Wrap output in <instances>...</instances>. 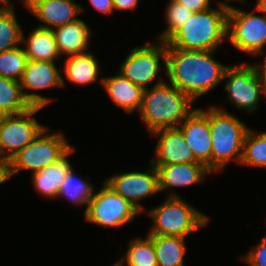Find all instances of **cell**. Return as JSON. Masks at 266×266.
<instances>
[{
  "mask_svg": "<svg viewBox=\"0 0 266 266\" xmlns=\"http://www.w3.org/2000/svg\"><path fill=\"white\" fill-rule=\"evenodd\" d=\"M213 54H216L215 50L167 48V81L195 102L223 82L224 72L229 65L216 60Z\"/></svg>",
  "mask_w": 266,
  "mask_h": 266,
  "instance_id": "obj_1",
  "label": "cell"
},
{
  "mask_svg": "<svg viewBox=\"0 0 266 266\" xmlns=\"http://www.w3.org/2000/svg\"><path fill=\"white\" fill-rule=\"evenodd\" d=\"M165 80L158 78L152 88L143 92L138 114L149 135L160 129L178 128L195 109L194 101L187 94Z\"/></svg>",
  "mask_w": 266,
  "mask_h": 266,
  "instance_id": "obj_2",
  "label": "cell"
},
{
  "mask_svg": "<svg viewBox=\"0 0 266 266\" xmlns=\"http://www.w3.org/2000/svg\"><path fill=\"white\" fill-rule=\"evenodd\" d=\"M219 0L215 8L195 12L167 41V48L218 50L227 41L229 5Z\"/></svg>",
  "mask_w": 266,
  "mask_h": 266,
  "instance_id": "obj_3",
  "label": "cell"
},
{
  "mask_svg": "<svg viewBox=\"0 0 266 266\" xmlns=\"http://www.w3.org/2000/svg\"><path fill=\"white\" fill-rule=\"evenodd\" d=\"M209 127L211 130V172L225 170L234 161L240 164L245 137L249 131L236 116L223 107L209 106Z\"/></svg>",
  "mask_w": 266,
  "mask_h": 266,
  "instance_id": "obj_4",
  "label": "cell"
},
{
  "mask_svg": "<svg viewBox=\"0 0 266 266\" xmlns=\"http://www.w3.org/2000/svg\"><path fill=\"white\" fill-rule=\"evenodd\" d=\"M152 219L147 235L179 236L189 235L204 228L210 218L179 197L165 198L163 203L148 210Z\"/></svg>",
  "mask_w": 266,
  "mask_h": 266,
  "instance_id": "obj_5",
  "label": "cell"
},
{
  "mask_svg": "<svg viewBox=\"0 0 266 266\" xmlns=\"http://www.w3.org/2000/svg\"><path fill=\"white\" fill-rule=\"evenodd\" d=\"M65 137L59 131L50 132V127L46 126L31 143L6 163L7 178L24 170L33 173L57 162L73 147Z\"/></svg>",
  "mask_w": 266,
  "mask_h": 266,
  "instance_id": "obj_6",
  "label": "cell"
},
{
  "mask_svg": "<svg viewBox=\"0 0 266 266\" xmlns=\"http://www.w3.org/2000/svg\"><path fill=\"white\" fill-rule=\"evenodd\" d=\"M166 53L167 43L158 40L134 47L121 63L118 72L135 85L147 89L157 77L164 79L158 75L162 74L161 71L166 73Z\"/></svg>",
  "mask_w": 266,
  "mask_h": 266,
  "instance_id": "obj_7",
  "label": "cell"
},
{
  "mask_svg": "<svg viewBox=\"0 0 266 266\" xmlns=\"http://www.w3.org/2000/svg\"><path fill=\"white\" fill-rule=\"evenodd\" d=\"M141 214L138 209L117 194L108 184L102 182L98 192H94L84 218L99 227L119 228L135 220Z\"/></svg>",
  "mask_w": 266,
  "mask_h": 266,
  "instance_id": "obj_8",
  "label": "cell"
},
{
  "mask_svg": "<svg viewBox=\"0 0 266 266\" xmlns=\"http://www.w3.org/2000/svg\"><path fill=\"white\" fill-rule=\"evenodd\" d=\"M229 5L227 41L239 51L253 56L266 46V15Z\"/></svg>",
  "mask_w": 266,
  "mask_h": 266,
  "instance_id": "obj_9",
  "label": "cell"
},
{
  "mask_svg": "<svg viewBox=\"0 0 266 266\" xmlns=\"http://www.w3.org/2000/svg\"><path fill=\"white\" fill-rule=\"evenodd\" d=\"M226 101L234 108L248 114L255 112L261 102L262 94L266 97L254 68L248 64L229 65L223 75Z\"/></svg>",
  "mask_w": 266,
  "mask_h": 266,
  "instance_id": "obj_10",
  "label": "cell"
},
{
  "mask_svg": "<svg viewBox=\"0 0 266 266\" xmlns=\"http://www.w3.org/2000/svg\"><path fill=\"white\" fill-rule=\"evenodd\" d=\"M42 109L43 107H30L27 111L9 115L0 122V162L6 164L46 127L34 117Z\"/></svg>",
  "mask_w": 266,
  "mask_h": 266,
  "instance_id": "obj_11",
  "label": "cell"
},
{
  "mask_svg": "<svg viewBox=\"0 0 266 266\" xmlns=\"http://www.w3.org/2000/svg\"><path fill=\"white\" fill-rule=\"evenodd\" d=\"M65 80L61 68L59 69L55 62L28 59L20 85L22 94L31 107L44 108L50 104L52 98L35 91L63 87L66 83ZM29 90L32 92H28Z\"/></svg>",
  "mask_w": 266,
  "mask_h": 266,
  "instance_id": "obj_12",
  "label": "cell"
},
{
  "mask_svg": "<svg viewBox=\"0 0 266 266\" xmlns=\"http://www.w3.org/2000/svg\"><path fill=\"white\" fill-rule=\"evenodd\" d=\"M147 171H130L114 174L104 179L117 194L133 204L139 212H145L140 200L159 193L158 172L150 162Z\"/></svg>",
  "mask_w": 266,
  "mask_h": 266,
  "instance_id": "obj_13",
  "label": "cell"
},
{
  "mask_svg": "<svg viewBox=\"0 0 266 266\" xmlns=\"http://www.w3.org/2000/svg\"><path fill=\"white\" fill-rule=\"evenodd\" d=\"M195 158L211 171V130L209 107L195 108L178 126Z\"/></svg>",
  "mask_w": 266,
  "mask_h": 266,
  "instance_id": "obj_14",
  "label": "cell"
},
{
  "mask_svg": "<svg viewBox=\"0 0 266 266\" xmlns=\"http://www.w3.org/2000/svg\"><path fill=\"white\" fill-rule=\"evenodd\" d=\"M23 2L29 13L43 23L38 27L51 30L77 20L84 9L74 0H23Z\"/></svg>",
  "mask_w": 266,
  "mask_h": 266,
  "instance_id": "obj_15",
  "label": "cell"
},
{
  "mask_svg": "<svg viewBox=\"0 0 266 266\" xmlns=\"http://www.w3.org/2000/svg\"><path fill=\"white\" fill-rule=\"evenodd\" d=\"M150 135L158 138L154 150L155 157L150 159L153 165L199 162L178 128L160 129Z\"/></svg>",
  "mask_w": 266,
  "mask_h": 266,
  "instance_id": "obj_16",
  "label": "cell"
},
{
  "mask_svg": "<svg viewBox=\"0 0 266 266\" xmlns=\"http://www.w3.org/2000/svg\"><path fill=\"white\" fill-rule=\"evenodd\" d=\"M154 166L158 172L159 192L169 190L168 197H179L174 188L201 184L205 177L213 174L201 162Z\"/></svg>",
  "mask_w": 266,
  "mask_h": 266,
  "instance_id": "obj_17",
  "label": "cell"
},
{
  "mask_svg": "<svg viewBox=\"0 0 266 266\" xmlns=\"http://www.w3.org/2000/svg\"><path fill=\"white\" fill-rule=\"evenodd\" d=\"M100 83L114 105L128 114L140 111L144 92L142 87L135 85L119 72L111 76H102Z\"/></svg>",
  "mask_w": 266,
  "mask_h": 266,
  "instance_id": "obj_18",
  "label": "cell"
},
{
  "mask_svg": "<svg viewBox=\"0 0 266 266\" xmlns=\"http://www.w3.org/2000/svg\"><path fill=\"white\" fill-rule=\"evenodd\" d=\"M74 146L57 162L31 173L32 186L36 192L47 199H56L59 187L65 180L67 173L73 167L68 157L75 153Z\"/></svg>",
  "mask_w": 266,
  "mask_h": 266,
  "instance_id": "obj_19",
  "label": "cell"
},
{
  "mask_svg": "<svg viewBox=\"0 0 266 266\" xmlns=\"http://www.w3.org/2000/svg\"><path fill=\"white\" fill-rule=\"evenodd\" d=\"M53 32L61 57L89 51L91 31L80 18L53 29Z\"/></svg>",
  "mask_w": 266,
  "mask_h": 266,
  "instance_id": "obj_20",
  "label": "cell"
},
{
  "mask_svg": "<svg viewBox=\"0 0 266 266\" xmlns=\"http://www.w3.org/2000/svg\"><path fill=\"white\" fill-rule=\"evenodd\" d=\"M63 66L61 73H64V78L75 85H91L100 79L99 74L101 73L99 72L101 71L99 70H101V67L99 61L90 51L66 56Z\"/></svg>",
  "mask_w": 266,
  "mask_h": 266,
  "instance_id": "obj_21",
  "label": "cell"
},
{
  "mask_svg": "<svg viewBox=\"0 0 266 266\" xmlns=\"http://www.w3.org/2000/svg\"><path fill=\"white\" fill-rule=\"evenodd\" d=\"M25 36L23 31L22 44L28 59L55 62L61 58L53 30L37 26Z\"/></svg>",
  "mask_w": 266,
  "mask_h": 266,
  "instance_id": "obj_22",
  "label": "cell"
},
{
  "mask_svg": "<svg viewBox=\"0 0 266 266\" xmlns=\"http://www.w3.org/2000/svg\"><path fill=\"white\" fill-rule=\"evenodd\" d=\"M154 245L158 266H186L185 237L148 235Z\"/></svg>",
  "mask_w": 266,
  "mask_h": 266,
  "instance_id": "obj_23",
  "label": "cell"
},
{
  "mask_svg": "<svg viewBox=\"0 0 266 266\" xmlns=\"http://www.w3.org/2000/svg\"><path fill=\"white\" fill-rule=\"evenodd\" d=\"M74 170V167H72L67 173L65 180L59 187L57 199L66 197L74 205H86L85 211L83 212L85 214L89 201L94 195L95 188L90 181L78 177Z\"/></svg>",
  "mask_w": 266,
  "mask_h": 266,
  "instance_id": "obj_24",
  "label": "cell"
},
{
  "mask_svg": "<svg viewBox=\"0 0 266 266\" xmlns=\"http://www.w3.org/2000/svg\"><path fill=\"white\" fill-rule=\"evenodd\" d=\"M126 254L115 264L118 266H158L152 239L136 237L128 242Z\"/></svg>",
  "mask_w": 266,
  "mask_h": 266,
  "instance_id": "obj_25",
  "label": "cell"
},
{
  "mask_svg": "<svg viewBox=\"0 0 266 266\" xmlns=\"http://www.w3.org/2000/svg\"><path fill=\"white\" fill-rule=\"evenodd\" d=\"M240 165L266 169V131L257 134L249 129L242 149Z\"/></svg>",
  "mask_w": 266,
  "mask_h": 266,
  "instance_id": "obj_26",
  "label": "cell"
},
{
  "mask_svg": "<svg viewBox=\"0 0 266 266\" xmlns=\"http://www.w3.org/2000/svg\"><path fill=\"white\" fill-rule=\"evenodd\" d=\"M0 106L9 115L23 113L31 107L22 94L20 81L0 76Z\"/></svg>",
  "mask_w": 266,
  "mask_h": 266,
  "instance_id": "obj_27",
  "label": "cell"
},
{
  "mask_svg": "<svg viewBox=\"0 0 266 266\" xmlns=\"http://www.w3.org/2000/svg\"><path fill=\"white\" fill-rule=\"evenodd\" d=\"M22 32L14 7L0 12V53L21 46Z\"/></svg>",
  "mask_w": 266,
  "mask_h": 266,
  "instance_id": "obj_28",
  "label": "cell"
},
{
  "mask_svg": "<svg viewBox=\"0 0 266 266\" xmlns=\"http://www.w3.org/2000/svg\"><path fill=\"white\" fill-rule=\"evenodd\" d=\"M28 57L25 53L24 46H21L0 53V76L6 77L8 79L20 81Z\"/></svg>",
  "mask_w": 266,
  "mask_h": 266,
  "instance_id": "obj_29",
  "label": "cell"
},
{
  "mask_svg": "<svg viewBox=\"0 0 266 266\" xmlns=\"http://www.w3.org/2000/svg\"><path fill=\"white\" fill-rule=\"evenodd\" d=\"M193 15L185 5H182L175 0H170L165 9V20L167 28L159 34L156 39L166 42L187 20Z\"/></svg>",
  "mask_w": 266,
  "mask_h": 266,
  "instance_id": "obj_30",
  "label": "cell"
},
{
  "mask_svg": "<svg viewBox=\"0 0 266 266\" xmlns=\"http://www.w3.org/2000/svg\"><path fill=\"white\" fill-rule=\"evenodd\" d=\"M241 259L248 266H266V234L256 246L249 249L248 253L243 254Z\"/></svg>",
  "mask_w": 266,
  "mask_h": 266,
  "instance_id": "obj_31",
  "label": "cell"
},
{
  "mask_svg": "<svg viewBox=\"0 0 266 266\" xmlns=\"http://www.w3.org/2000/svg\"><path fill=\"white\" fill-rule=\"evenodd\" d=\"M185 5L191 12H201L211 8V0H175Z\"/></svg>",
  "mask_w": 266,
  "mask_h": 266,
  "instance_id": "obj_32",
  "label": "cell"
},
{
  "mask_svg": "<svg viewBox=\"0 0 266 266\" xmlns=\"http://www.w3.org/2000/svg\"><path fill=\"white\" fill-rule=\"evenodd\" d=\"M265 52L266 51L262 50L254 55L255 57H257L260 54H265L263 63H253V64L250 63V65L254 68L258 76V79L260 83L262 84V88L265 92V95H266V53Z\"/></svg>",
  "mask_w": 266,
  "mask_h": 266,
  "instance_id": "obj_33",
  "label": "cell"
},
{
  "mask_svg": "<svg viewBox=\"0 0 266 266\" xmlns=\"http://www.w3.org/2000/svg\"><path fill=\"white\" fill-rule=\"evenodd\" d=\"M89 2L93 9L99 13H103V15H110L115 11L112 0H89Z\"/></svg>",
  "mask_w": 266,
  "mask_h": 266,
  "instance_id": "obj_34",
  "label": "cell"
},
{
  "mask_svg": "<svg viewBox=\"0 0 266 266\" xmlns=\"http://www.w3.org/2000/svg\"><path fill=\"white\" fill-rule=\"evenodd\" d=\"M114 10H130L133 11L138 6L139 0H112Z\"/></svg>",
  "mask_w": 266,
  "mask_h": 266,
  "instance_id": "obj_35",
  "label": "cell"
},
{
  "mask_svg": "<svg viewBox=\"0 0 266 266\" xmlns=\"http://www.w3.org/2000/svg\"><path fill=\"white\" fill-rule=\"evenodd\" d=\"M256 12L263 13L266 15V0H257L254 5Z\"/></svg>",
  "mask_w": 266,
  "mask_h": 266,
  "instance_id": "obj_36",
  "label": "cell"
},
{
  "mask_svg": "<svg viewBox=\"0 0 266 266\" xmlns=\"http://www.w3.org/2000/svg\"><path fill=\"white\" fill-rule=\"evenodd\" d=\"M7 180L8 178H7L6 164L0 162V185L5 183Z\"/></svg>",
  "mask_w": 266,
  "mask_h": 266,
  "instance_id": "obj_37",
  "label": "cell"
},
{
  "mask_svg": "<svg viewBox=\"0 0 266 266\" xmlns=\"http://www.w3.org/2000/svg\"><path fill=\"white\" fill-rule=\"evenodd\" d=\"M10 0H0V12H4L7 10H10L12 7H14V2L11 3Z\"/></svg>",
  "mask_w": 266,
  "mask_h": 266,
  "instance_id": "obj_38",
  "label": "cell"
},
{
  "mask_svg": "<svg viewBox=\"0 0 266 266\" xmlns=\"http://www.w3.org/2000/svg\"><path fill=\"white\" fill-rule=\"evenodd\" d=\"M9 114L0 106V122L6 119Z\"/></svg>",
  "mask_w": 266,
  "mask_h": 266,
  "instance_id": "obj_39",
  "label": "cell"
},
{
  "mask_svg": "<svg viewBox=\"0 0 266 266\" xmlns=\"http://www.w3.org/2000/svg\"><path fill=\"white\" fill-rule=\"evenodd\" d=\"M233 1H235V0H224V1H222L223 3H225V4H228V5H230V3L231 2H233ZM236 1H239V3H240V1L242 2V4H244L245 3V0H236Z\"/></svg>",
  "mask_w": 266,
  "mask_h": 266,
  "instance_id": "obj_40",
  "label": "cell"
}]
</instances>
